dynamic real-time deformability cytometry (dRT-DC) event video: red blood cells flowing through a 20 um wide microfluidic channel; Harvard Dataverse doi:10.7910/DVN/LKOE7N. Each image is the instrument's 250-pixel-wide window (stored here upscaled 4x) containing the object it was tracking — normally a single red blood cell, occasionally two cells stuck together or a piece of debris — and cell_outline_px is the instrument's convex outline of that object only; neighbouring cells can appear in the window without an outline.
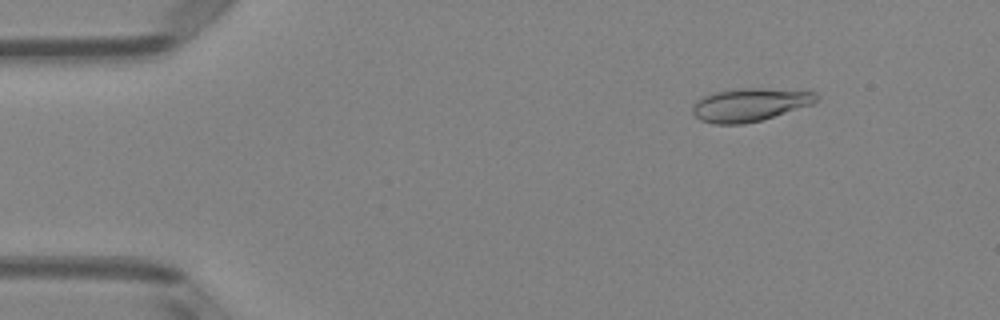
{"species": "Egyptian fruit bat (a non-hibernating species)", "species_latin": "Rousettus aegyptiacus", "temperature_condition": "room temperature", "stored_images_in_passage": 51, "camera_frame_rate_fps": 3000, "um_per_image_px": 0.085, "animal": {"sex": "female"}, "frame": {"image": 1, "passage_image": 7, "time_ms": 2.0, "image_size_px": [1000, 320], "cell_outline_px": [[820, 100], [812, 104], [760, 120], [744, 124], [712, 124], [700, 120], [692, 112], [692, 108], [696, 100], [704, 96], [716, 92], [736, 88], [760, 88], [812, 92], [820, 96]], "centroid_in_image_um": [63.7, 8.9], "position_along_channel_um": 21.3, "area_um2": 23.7}}
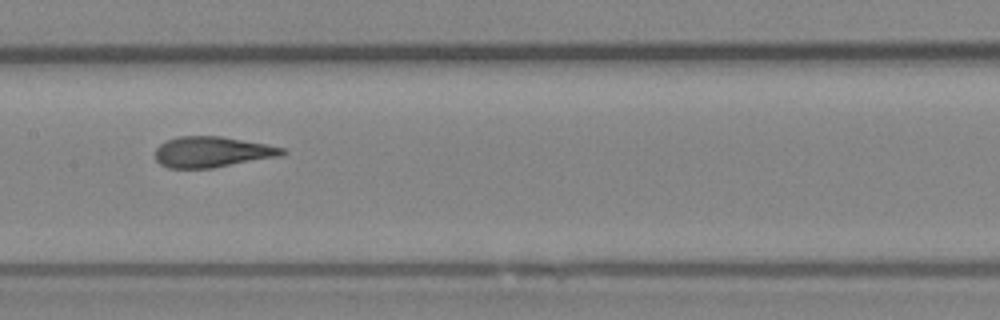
{"frame": {"image": 2, "passage_image": 26, "time_ms": 8.333, "image_size_px": [1000, 320], "cell_outline_px": [[288, 152], [280, 156], [212, 168], [168, 168], [160, 164], [156, 160], [156, 148], [160, 144], [176, 136], [220, 136], [264, 144], [284, 148]], "centroid_in_image_um": [18.01, 12.92], "position_along_channel_um": 189.4, "area_um2": 22.6}}
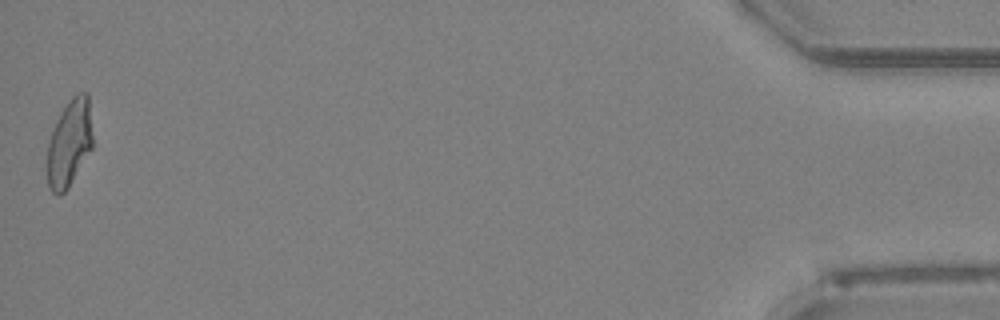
{"frame": {"image": 3, "passage_image": 51, "time_ms": 16.667, "image_size_px": [1000, 320], "cell_outline_px": [[92, 148], [68, 188], [60, 196], [56, 196], [48, 188], [44, 168], [48, 144], [52, 132], [60, 112], [68, 100], [76, 92], [88, 92], [92, 136]], "centroid_in_image_um": [5.85, 12.21], "position_along_channel_um": 429.4, "area_um2": 23.64}, "authors_computed_cell_mechanics": {"area_um2": 23.1778, "velocity_mm_per_s": 4.0046, "shape_relaxation_time_tau1_ms": 4.8329, "shape_relaxation_time_tau2_ms": 1.0938, "deformation_change_tau1": 0.1841, "deformation_change_tau2": 0.0718}}